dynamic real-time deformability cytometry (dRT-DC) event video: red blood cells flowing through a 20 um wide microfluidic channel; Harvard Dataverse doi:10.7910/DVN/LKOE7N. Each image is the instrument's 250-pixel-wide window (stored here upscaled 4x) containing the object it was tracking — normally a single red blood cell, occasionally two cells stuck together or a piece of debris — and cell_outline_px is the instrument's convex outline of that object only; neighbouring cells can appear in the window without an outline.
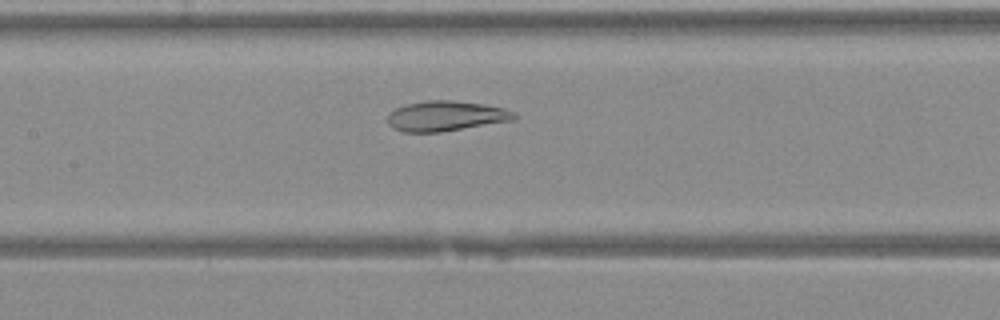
{"species": "Egyptian fruit bat (a non-hibernating species)", "species_latin": "Rousettus aegyptiacus", "temperature_condition": "warm", "stored_images_in_passage": 22, "camera_frame_rate_fps": 3000, "um_per_image_px": 0.085, "animal": {"sex": "female"}, "frame": {"image": 1, "passage_image": 8, "time_ms": 2.333, "image_size_px": [1000, 320], "cell_outline_px": [[516, 120], [440, 132], [404, 132], [392, 128], [388, 124], [388, 112], [396, 108], [408, 104], [428, 100], [452, 100], [480, 104], [504, 108], [516, 112]], "centroid_in_image_um": [37.9, 9.87], "position_along_channel_um": 169.5, "area_um2": 22.25}}
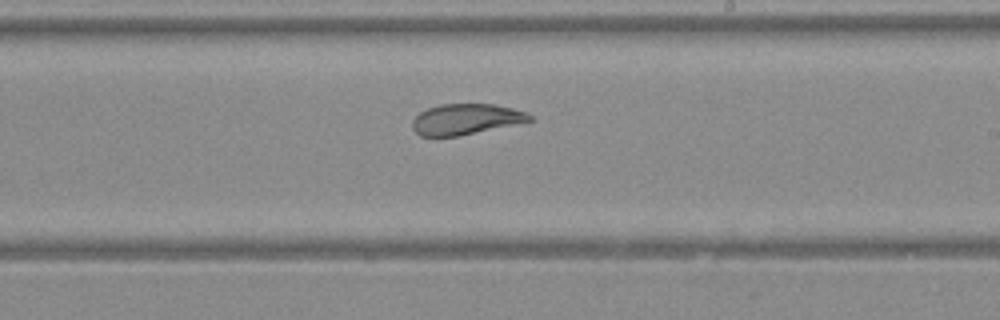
{"frame": {"image": 2, "passage_image": 13, "time_ms": 4.0, "image_size_px": [1000, 320], "cell_outline_px": [[532, 120], [460, 136], [420, 136], [412, 128], [412, 120], [420, 112], [428, 108], [440, 104], [492, 104], [512, 108], [524, 112], [532, 116]], "centroid_in_image_um": [39.55, 10.13], "position_along_channel_um": 249.5, "area_um2": 20.75}}
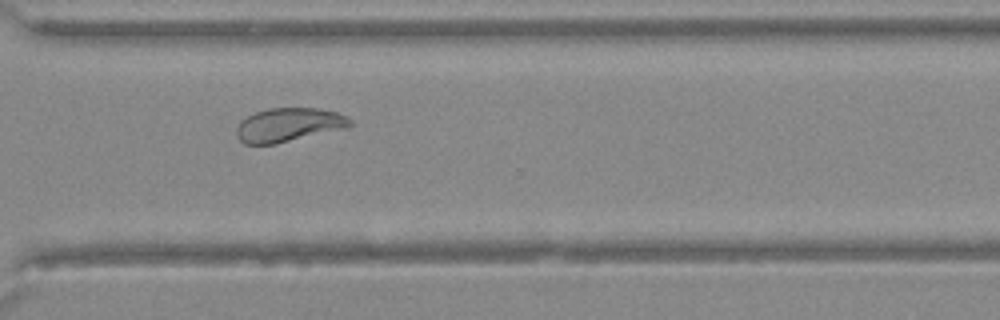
{"frame": {"image": 3, "passage_image": 19, "time_ms": 6.0, "image_size_px": [1000, 320], "cell_outline_px": [[352, 124], [344, 128], [276, 144], [244, 144], [236, 136], [236, 128], [240, 120], [256, 112], [268, 108], [320, 108], [336, 112], [348, 116], [352, 120]], "centroid_in_image_um": [24.51, 10.61], "position_along_channel_um": 346.1, "area_um2": 22.37}}